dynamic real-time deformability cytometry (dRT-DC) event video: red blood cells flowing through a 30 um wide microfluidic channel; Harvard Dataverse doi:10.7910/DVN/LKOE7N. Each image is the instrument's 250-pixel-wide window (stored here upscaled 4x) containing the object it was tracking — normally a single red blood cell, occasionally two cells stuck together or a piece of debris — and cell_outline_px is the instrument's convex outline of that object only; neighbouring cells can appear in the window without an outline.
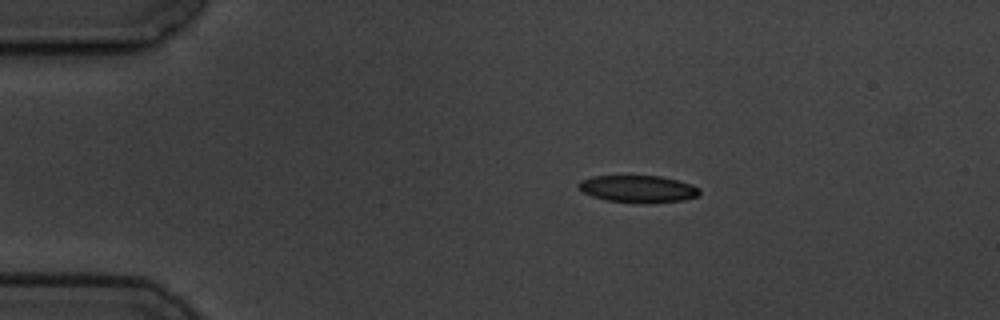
{"species": "common noctule bat (a hibernating species)", "species_latin": "Nyctalus noctula", "temperature_condition": "cold", "stored_images_in_passage": 3, "segment_of_instrument_passage": [1, 2], "camera_frame_rate_fps": 3000, "um_per_image_px": 0.085, "animal": {"sex": "male", "body_mass_g": 19.5, "forearm_length_mm": 54.6}, "frame": {"image": 1, "passage_image": 2, "time_ms": 1.333, "image_size_px": [1000, 320], "cell_outline_px": [[700, 196], [684, 200], [608, 200], [592, 196], [576, 188], [576, 184], [580, 180], [592, 176], [660, 176], [692, 184], [700, 188]], "centroid_in_image_um": [54.2, 16.0], "position_along_channel_um": 30.8, "area_um2": 18.26}}